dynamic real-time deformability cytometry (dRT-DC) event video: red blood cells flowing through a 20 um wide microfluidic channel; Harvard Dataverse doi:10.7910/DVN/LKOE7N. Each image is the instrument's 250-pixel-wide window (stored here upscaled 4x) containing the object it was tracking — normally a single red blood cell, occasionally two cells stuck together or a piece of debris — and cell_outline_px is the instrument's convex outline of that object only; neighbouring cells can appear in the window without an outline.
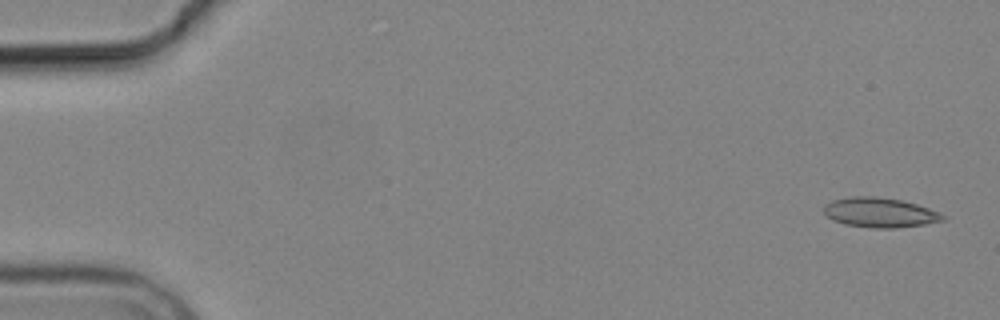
{"species": "common noctule bat (a hibernating species)", "species_latin": "Nyctalus noctula", "temperature_condition": "cold", "stored_images_in_passage": 5, "camera_frame_rate_fps": 3000, "um_per_image_px": 0.085, "animal": {"sex": "male", "body_mass_g": 19.2, "forearm_length_mm": 51.8}, "frame": {"image": 1, "passage_image": 1, "time_ms": 0.0, "image_size_px": [1000, 320], "cell_outline_px": [[948, 216], [944, 220], [924, 224], [896, 228], [872, 228], [844, 224], [832, 220], [824, 212], [824, 204], [832, 200], [848, 196], [872, 196], [900, 200], [916, 204], [940, 212]], "centroid_in_image_um": [74.78, 18.06], "position_along_channel_um": 10.2, "area_um2": 20.69}}